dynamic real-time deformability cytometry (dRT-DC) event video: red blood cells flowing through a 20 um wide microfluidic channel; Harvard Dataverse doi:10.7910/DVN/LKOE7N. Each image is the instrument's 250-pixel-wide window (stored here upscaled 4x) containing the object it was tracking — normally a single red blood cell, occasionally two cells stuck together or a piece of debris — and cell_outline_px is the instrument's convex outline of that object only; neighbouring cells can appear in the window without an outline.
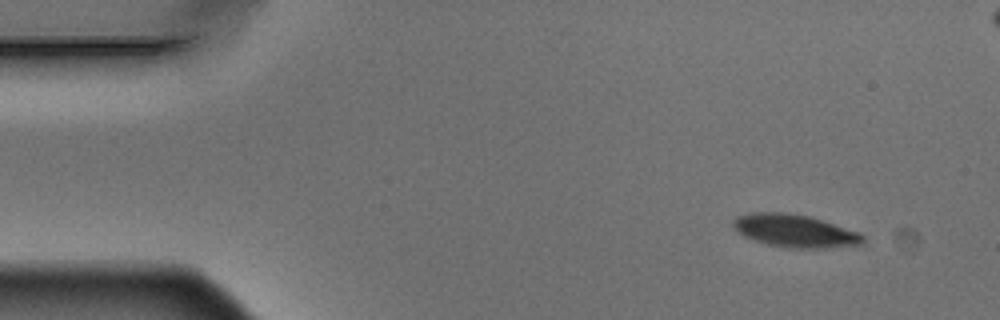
{"species": "Egyptian fruit bat (a non-hibernating species)", "species_latin": "Rousettus aegyptiacus", "temperature_condition": "warm", "stored_images_in_passage": 5, "camera_frame_rate_fps": 3000, "um_per_image_px": 0.085, "animal": {"sex": "male"}, "frame": {"image": 1, "passage_image": 1, "time_ms": 0.0, "image_size_px": [1000, 320], "cell_outline_px": [[864, 240], [860, 244], [824, 248], [788, 248], [768, 244], [752, 240], [736, 232], [732, 224], [732, 220], [736, 216], [752, 212], [784, 212], [808, 216], [860, 232], [864, 236]], "centroid_in_image_um": [67.5, 19.62], "position_along_channel_um": 17.5, "area_um2": 24.8}}